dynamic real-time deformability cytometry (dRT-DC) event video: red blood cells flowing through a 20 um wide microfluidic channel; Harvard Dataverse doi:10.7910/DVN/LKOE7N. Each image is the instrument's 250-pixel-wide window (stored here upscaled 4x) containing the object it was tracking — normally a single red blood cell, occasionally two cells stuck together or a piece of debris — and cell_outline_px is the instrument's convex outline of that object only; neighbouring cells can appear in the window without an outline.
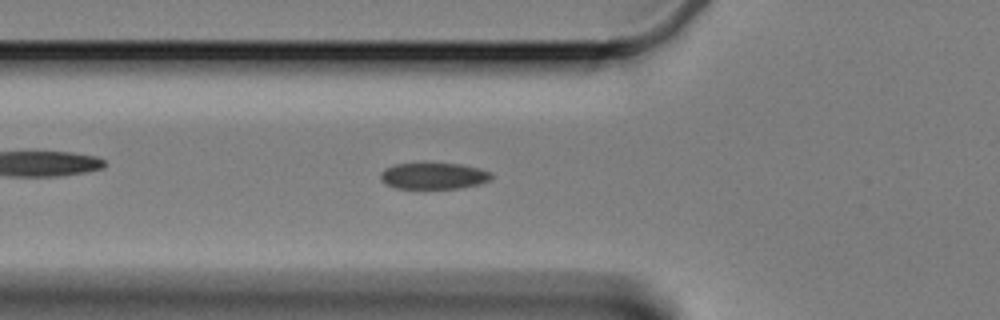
{"species": "Egyptian fruit bat (a non-hibernating species)", "species_latin": "Rousettus aegyptiacus", "temperature_condition": "cold", "stored_images_in_passage": 60, "segment_of_instrument_passage": [1, 2], "camera_frame_rate_fps": 3000, "um_per_image_px": 0.085, "animal": {"sex": "female"}, "frame": {"image": 1, "passage_image": 20, "time_ms": 6.333, "image_size_px": [1000, 320], "cell_outline_px": [[492, 176], [488, 180], [480, 184], [460, 188], [396, 188], [384, 184], [380, 180], [380, 172], [384, 168], [396, 164], [460, 164], [480, 168], [492, 172]], "centroid_in_image_um": [36.84, 14.96], "position_along_channel_um": 89.0, "area_um2": 16.99}}
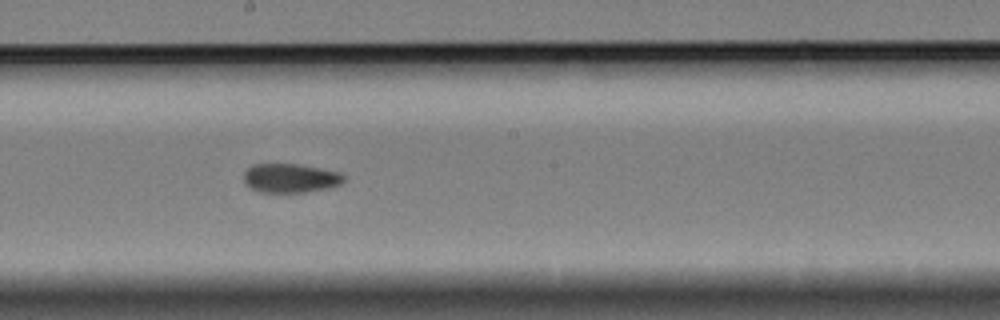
{"frame": {"image": 2, "passage_image": 32, "time_ms": 10.333, "image_size_px": [1000, 320], "cell_outline_px": [[344, 180], [340, 184], [332, 188], [308, 192], [260, 192], [244, 184], [244, 172], [252, 164], [296, 164], [320, 168], [340, 172], [344, 176]], "centroid_in_image_um": [24.69, 15.15], "position_along_channel_um": 223.5, "area_um2": 17.05}}
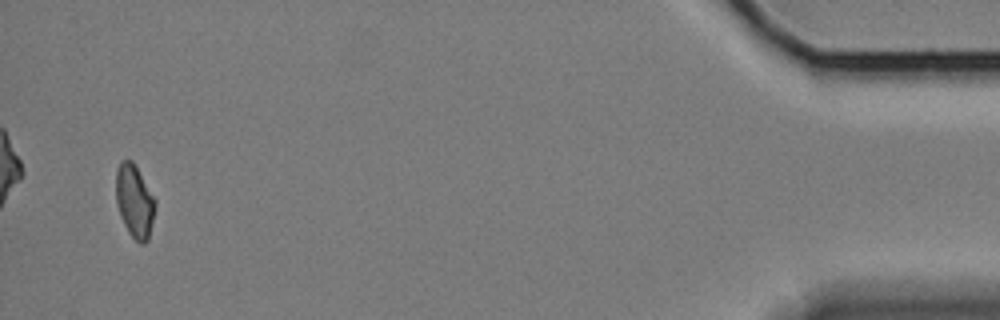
{"frame": {"image": 3, "passage_image": 57, "time_ms": 18.667, "image_size_px": [1000, 320], "cell_outline_px": [[156, 204], [148, 240], [144, 244], [140, 244], [128, 232], [120, 216], [116, 204], [116, 168], [120, 160], [132, 160], [156, 200]], "centroid_in_image_um": [11.42, 17.09], "position_along_channel_um": 423.8, "area_um2": 16.7}}